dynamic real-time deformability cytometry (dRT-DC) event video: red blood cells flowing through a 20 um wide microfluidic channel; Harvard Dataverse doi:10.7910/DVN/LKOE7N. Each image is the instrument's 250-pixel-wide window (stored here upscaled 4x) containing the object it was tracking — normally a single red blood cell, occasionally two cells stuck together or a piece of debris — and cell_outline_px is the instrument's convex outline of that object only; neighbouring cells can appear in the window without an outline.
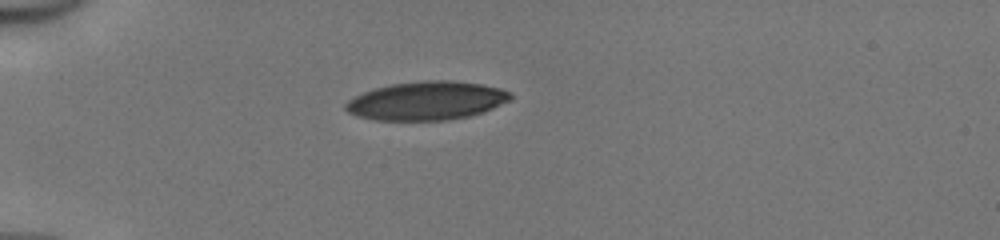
{"species": "human", "species_latin": "Homo sapiens", "temperature_condition": "cold", "stored_images_in_passage": 36, "camera_frame_rate_fps": 3000, "um_per_image_px": 0.085, "donor": {"sex": "male"}, "frame": {"image": 1, "passage_image": 1, "time_ms": 0.0, "image_size_px": [1000, 240], "cell_outline_px": [[512, 96], [508, 100], [484, 112], [468, 116], [444, 120], [376, 120], [356, 116], [348, 112], [344, 108], [344, 104], [348, 100], [364, 92], [376, 88], [392, 84], [424, 80], [452, 80], [480, 84], [500, 88], [512, 92]], "centroid_in_image_um": [36.25, 8.56], "position_along_channel_um": 48.8, "area_um2": 36.88}}
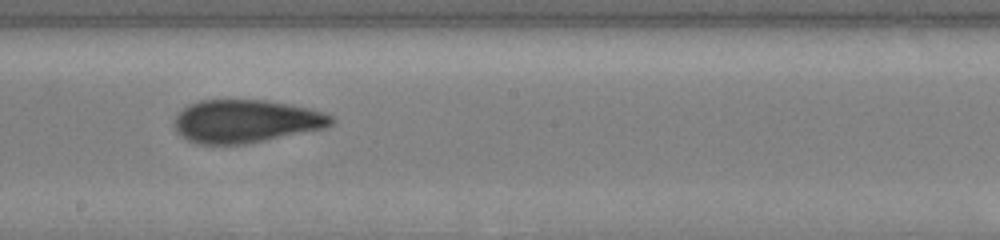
{"frame": {"image": 2, "passage_image": 16, "time_ms": 5.0, "image_size_px": [1000, 240], "cell_outline_px": [[336, 120], [332, 124], [324, 128], [244, 144], [200, 144], [188, 140], [176, 132], [172, 124], [176, 112], [188, 104], [200, 100], [268, 100], [292, 104], [312, 108], [336, 116]], "centroid_in_image_um": [20.89, 10.28], "position_along_channel_um": 227.3, "area_um2": 39.82}}
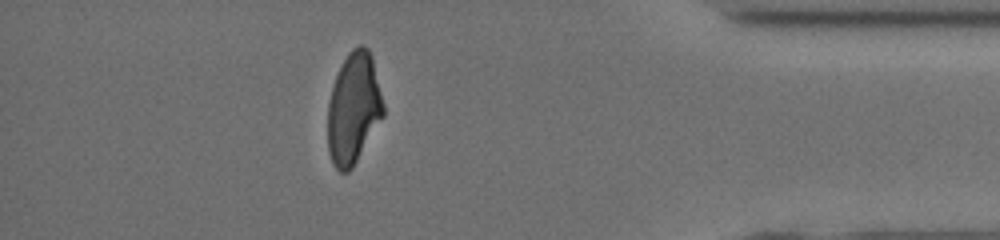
{"frame": {"image": 3, "passage_image": 31, "time_ms": 10.0, "image_size_px": [1000, 240], "cell_outline_px": [[384, 116], [352, 168], [348, 172], [340, 172], [332, 164], [328, 152], [328, 104], [332, 88], [336, 76], [348, 52], [352, 48], [360, 44], [364, 44], [368, 48], [372, 56], [384, 104]], "centroid_in_image_um": [30.06, 9.21], "position_along_channel_um": 405.1, "area_um2": 36.13}, "authors_computed_cell_mechanics": {"area_um2": 38.9861, "velocity_mm_per_s": 4.1864, "shape_relaxation_time_tau1_ms": 6.2472, "shape_relaxation_time_tau2_ms": 1.4636, "deformation_change_tau1": 0.2073, "deformation_change_tau2": 0.0879}}